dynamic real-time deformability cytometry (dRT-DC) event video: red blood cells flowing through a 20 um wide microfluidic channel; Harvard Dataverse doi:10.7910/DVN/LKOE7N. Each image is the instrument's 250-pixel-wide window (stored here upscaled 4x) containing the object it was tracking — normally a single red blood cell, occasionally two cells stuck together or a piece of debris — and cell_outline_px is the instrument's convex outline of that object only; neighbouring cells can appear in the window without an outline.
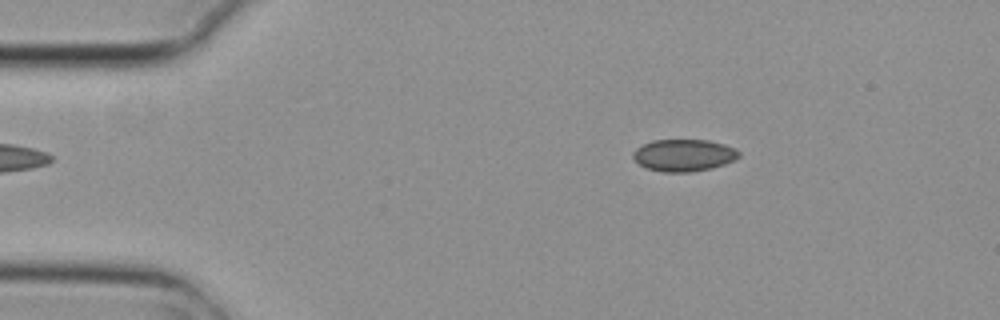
{"species": "common noctule bat (a hibernating species)", "species_latin": "Nyctalus noctula", "temperature_condition": "cold", "stored_images_in_passage": 3, "camera_frame_rate_fps": 3000, "um_per_image_px": 0.085, "animal": {"sex": "female", "body_mass_g": 29.2, "forearm_length_mm": 56.3}, "frame": {"image": 1, "passage_image": 3, "time_ms": 0.667, "image_size_px": [1000, 320], "cell_outline_px": [[740, 156], [736, 160], [712, 168], [688, 172], [664, 172], [648, 168], [640, 164], [632, 156], [632, 152], [636, 148], [652, 140], [708, 140], [724, 144], [736, 148], [740, 152]], "centroid_in_image_um": [58.16, 13.19], "position_along_channel_um": 26.8, "area_um2": 19.77}}